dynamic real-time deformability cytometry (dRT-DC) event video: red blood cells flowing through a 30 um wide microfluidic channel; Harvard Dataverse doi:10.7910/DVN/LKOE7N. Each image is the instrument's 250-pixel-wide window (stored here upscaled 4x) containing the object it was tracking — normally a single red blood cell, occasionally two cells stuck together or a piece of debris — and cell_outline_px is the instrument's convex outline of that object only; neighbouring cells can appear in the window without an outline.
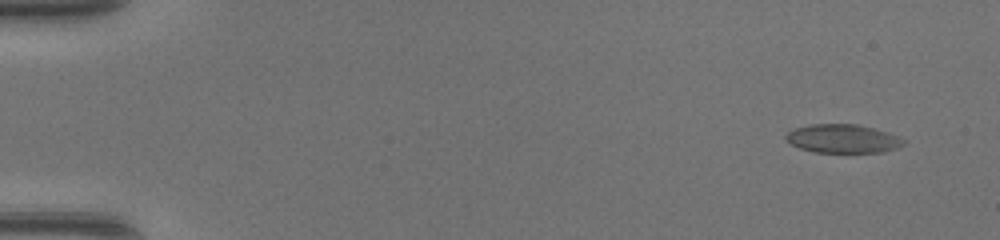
{"species": "common noctule bat (a hibernating species)", "species_latin": "Nyctalus noctula", "temperature_condition": "warm", "stored_images_in_passage": 48, "camera_frame_rate_fps": 3000, "um_per_image_px": 0.085, "animal": {"sex": "female", "body_mass_g": 17.0, "forearm_length_mm": 48.0}, "frame": {"image": 1, "passage_image": 3, "time_ms": 0.667, "image_size_px": [1000, 240], "cell_outline_px": [[908, 140], [904, 144], [896, 148], [884, 152], [816, 152], [800, 148], [792, 144], [784, 136], [788, 132], [796, 128], [808, 124], [856, 124], [888, 132]], "centroid_in_image_um": [71.68, 11.78], "position_along_channel_um": 13.3, "area_um2": 19.54}}
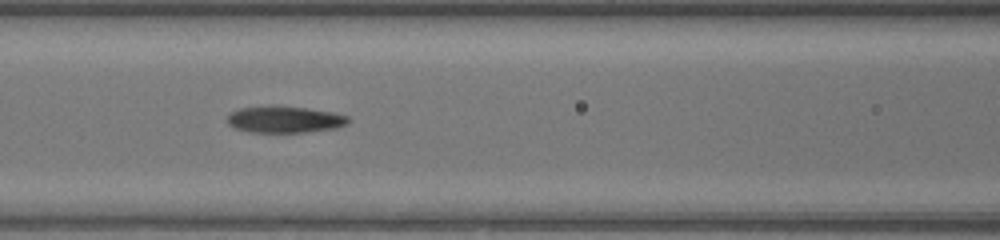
{"frame": {"image": 2, "passage_image": 22, "time_ms": 7.0, "image_size_px": [1000, 240], "cell_outline_px": [[352, 120], [348, 124], [336, 128], [304, 132], [248, 132], [236, 128], [228, 124], [228, 116], [232, 112], [240, 108], [304, 108], [332, 112], [348, 116]], "centroid_in_image_um": [24.27, 10.19], "position_along_channel_um": 142.3, "area_um2": 18.03}}
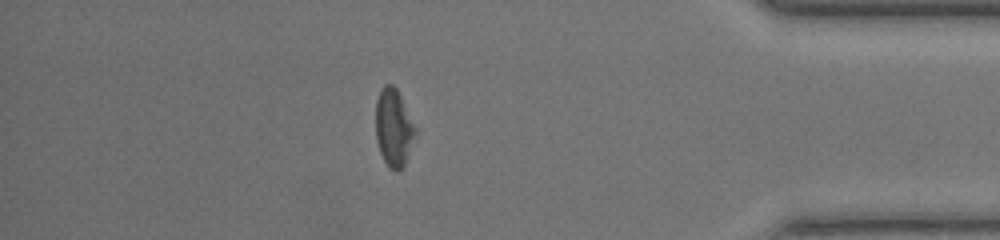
{"frame": {"image": 3, "passage_image": 42, "time_ms": 13.667, "image_size_px": [1000, 240], "cell_outline_px": [[416, 132], [404, 164], [396, 172], [388, 168], [380, 152], [376, 140], [376, 100], [380, 88], [384, 84], [392, 84], [396, 88], [416, 128]], "centroid_in_image_um": [33.43, 10.84], "position_along_channel_um": 401.8, "area_um2": 17.69}, "authors_computed_cell_mechanics": {"area_um2": 19.1607, "velocity_mm_per_s": 4.386, "shape_relaxation_time_tau1_ms": 6.9273, "shape_relaxation_time_tau2_ms": 2.3624, "deformation_change_tau1": 0.2196, "deformation_change_tau2": 0.12}}